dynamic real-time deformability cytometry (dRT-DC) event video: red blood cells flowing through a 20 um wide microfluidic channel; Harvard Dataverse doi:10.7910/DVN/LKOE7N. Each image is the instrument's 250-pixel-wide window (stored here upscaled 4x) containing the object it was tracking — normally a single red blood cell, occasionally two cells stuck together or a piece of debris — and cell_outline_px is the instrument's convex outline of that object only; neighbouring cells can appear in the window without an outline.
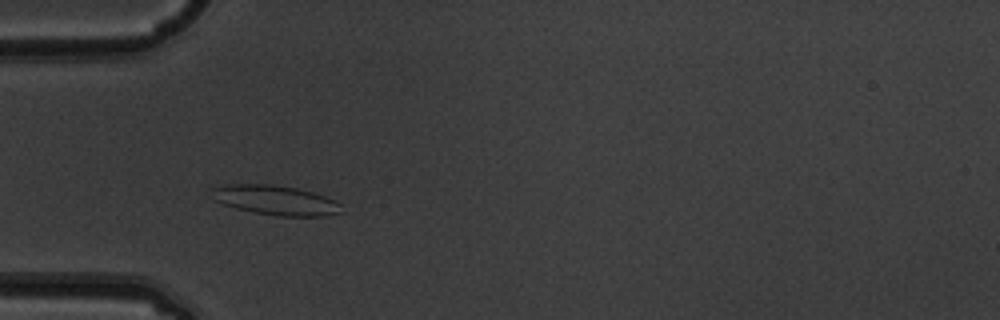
{"species": "common noctule bat (a hibernating species)", "species_latin": "Nyctalus noctula", "temperature_condition": "warm", "stored_images_in_passage": 12, "camera_frame_rate_fps": 3000, "um_per_image_px": 0.085, "animal": {"sex": "male", "body_mass_g": 19.5, "forearm_length_mm": 54.6}, "frame": {"image": 1, "passage_image": 3, "time_ms": 0.667, "image_size_px": [1000, 320], "cell_outline_px": [[344, 204], [340, 212], [324, 216], [276, 216], [236, 208], [212, 200], [208, 188], [224, 184], [272, 184], [296, 188], [312, 192], [336, 200]], "centroid_in_image_um": [23.37, 17.0], "position_along_channel_um": 61.6, "area_um2": 22.72}}
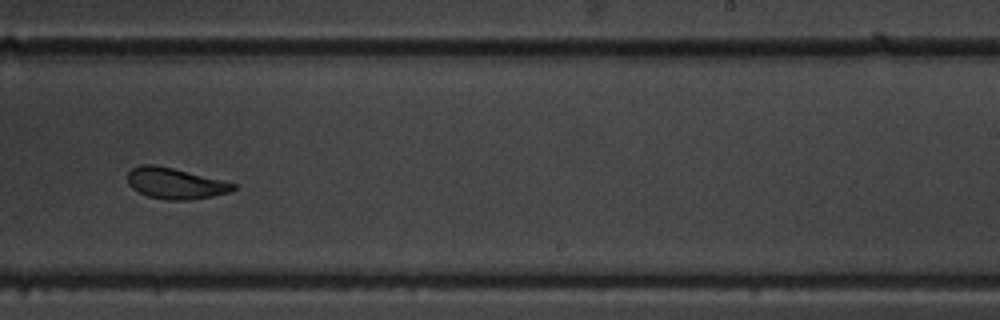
{"frame": {"image": 2, "passage_image": 8, "time_ms": 2.333, "image_size_px": [1000, 320], "cell_outline_px": [[236, 188], [228, 192], [212, 196], [188, 200], [168, 200], [148, 196], [132, 188], [128, 184], [128, 172], [132, 168], [140, 164], [156, 164], [236, 184]], "centroid_in_image_um": [14.85, 15.58], "position_along_channel_um": 274.2, "area_um2": 18.79}}
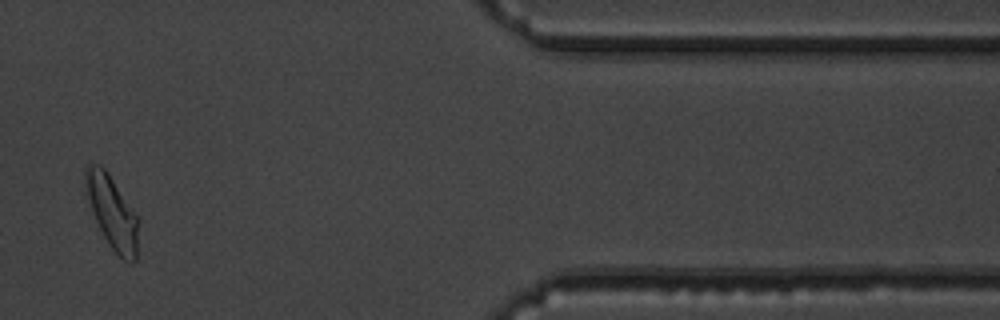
{"frame": {"image": 3, "passage_image": 11, "time_ms": 3.333, "image_size_px": [1000, 320], "cell_outline_px": [[136, 260], [132, 264], [124, 260], [112, 248], [104, 236], [92, 212], [88, 200], [84, 184], [84, 168], [88, 164], [100, 164], [108, 172], [136, 216]], "centroid_in_image_um": [9.47, 17.99], "position_along_channel_um": 401.9, "area_um2": 21.68}}